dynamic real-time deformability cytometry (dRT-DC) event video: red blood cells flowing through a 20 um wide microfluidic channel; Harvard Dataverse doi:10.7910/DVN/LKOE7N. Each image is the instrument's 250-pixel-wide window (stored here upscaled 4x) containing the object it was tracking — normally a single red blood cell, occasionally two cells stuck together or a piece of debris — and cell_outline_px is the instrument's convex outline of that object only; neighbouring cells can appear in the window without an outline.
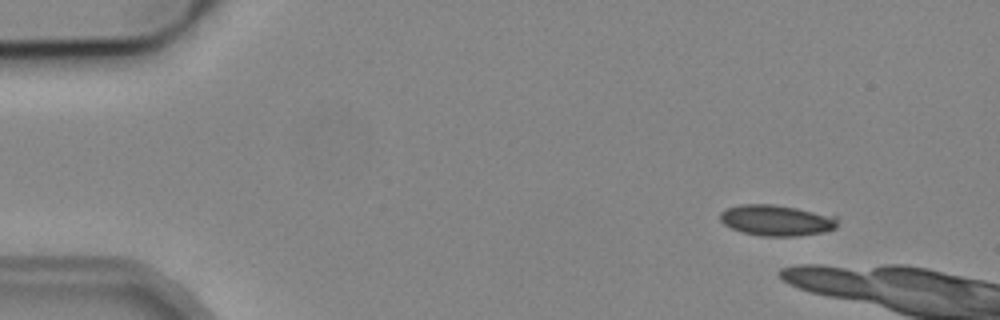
{"species": "common noctule bat (a hibernating species)", "species_latin": "Nyctalus noctula", "temperature_condition": "cold", "stored_images_in_passage": 5, "camera_frame_rate_fps": 3000, "um_per_image_px": 0.085, "animal": {"sex": "male", "body_mass_g": 19.2, "forearm_length_mm": 51.8}, "frame": {"image": 1, "passage_image": 1, "time_ms": 0.0, "image_size_px": [1000, 320], "cell_outline_px": [[836, 228], [824, 232], [796, 236], [760, 236], [744, 232], [732, 228], [724, 224], [720, 220], [720, 212], [728, 208], [740, 204], [772, 204], [796, 208], [836, 216]], "centroid_in_image_um": [65.99, 18.73], "position_along_channel_um": 19.0, "area_um2": 20.98}}